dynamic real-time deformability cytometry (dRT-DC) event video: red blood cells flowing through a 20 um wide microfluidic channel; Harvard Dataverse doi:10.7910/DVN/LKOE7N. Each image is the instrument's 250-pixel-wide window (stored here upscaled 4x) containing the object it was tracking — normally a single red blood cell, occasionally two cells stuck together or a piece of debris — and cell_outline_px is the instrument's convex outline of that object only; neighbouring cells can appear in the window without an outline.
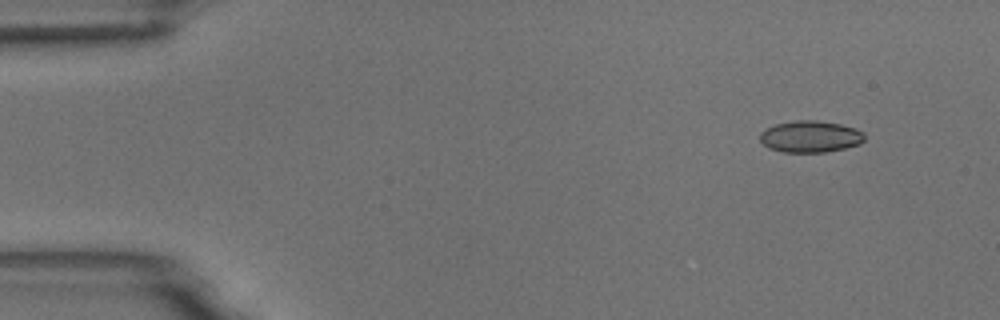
{"species": "common noctule bat (a hibernating species)", "species_latin": "Nyctalus noctula", "temperature_condition": "room temperature", "stored_images_in_passage": 4, "camera_frame_rate_fps": 3000, "um_per_image_px": 0.085, "animal": {"sex": "male", "body_mass_g": 18.8}, "frame": {"image": 1, "passage_image": 1, "time_ms": 0.0, "image_size_px": [1000, 320], "cell_outline_px": [[864, 140], [860, 144], [844, 148], [824, 152], [784, 152], [768, 148], [760, 140], [760, 132], [764, 128], [776, 124], [796, 120], [816, 120], [840, 124], [856, 128], [864, 132]], "centroid_in_image_um": [68.87, 11.6], "position_along_channel_um": 16.1, "area_um2": 19.36}}
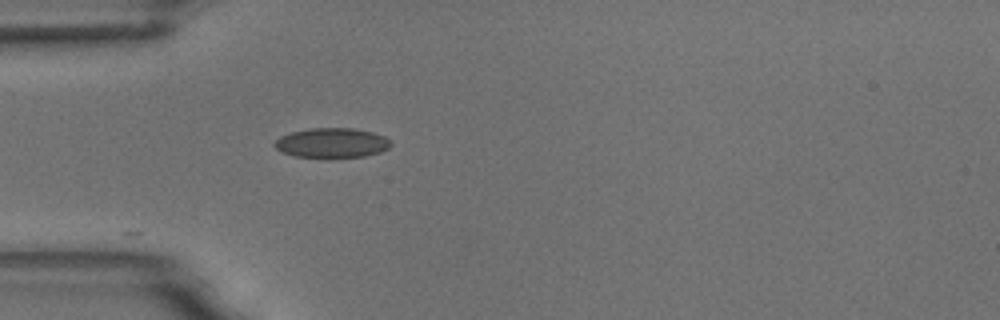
{"frame": {"image": 2, "passage_image": 4, "time_ms": 3.667, "image_size_px": [1000, 320], "cell_outline_px": [[392, 144], [388, 148], [380, 152], [364, 156], [328, 160], [296, 156], [280, 152], [272, 144], [280, 136], [292, 132], [308, 128], [352, 128], [372, 132], [384, 136]], "centroid_in_image_um": [28.17, 12.18], "position_along_channel_um": 56.8, "area_um2": 20.75}}